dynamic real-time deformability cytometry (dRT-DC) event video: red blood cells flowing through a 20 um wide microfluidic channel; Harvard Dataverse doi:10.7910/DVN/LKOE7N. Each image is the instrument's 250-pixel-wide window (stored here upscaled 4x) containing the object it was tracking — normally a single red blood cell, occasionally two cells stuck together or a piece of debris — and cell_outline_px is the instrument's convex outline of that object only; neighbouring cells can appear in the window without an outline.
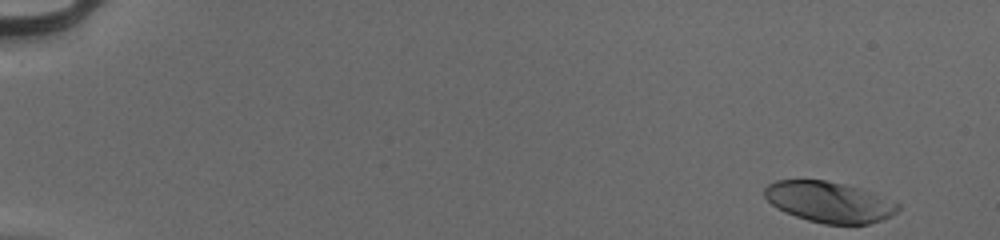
{"species": "human", "species_latin": "Homo sapiens", "temperature_condition": "cold", "stored_images_in_passage": 48, "camera_frame_rate_fps": 3000, "um_per_image_px": 0.085, "donor": {"sex": "male"}, "frame": {"image": 1, "passage_image": 1, "time_ms": 0.0, "image_size_px": [1000, 240], "cell_outline_px": [[900, 208], [896, 212], [880, 220], [868, 224], [824, 224], [808, 220], [784, 212], [776, 208], [764, 196], [764, 188], [768, 184], [776, 180], [824, 180], [860, 188], [872, 192], [900, 204]], "centroid_in_image_um": [70.45, 17.17], "position_along_channel_um": 14.5, "area_um2": 31.56}}
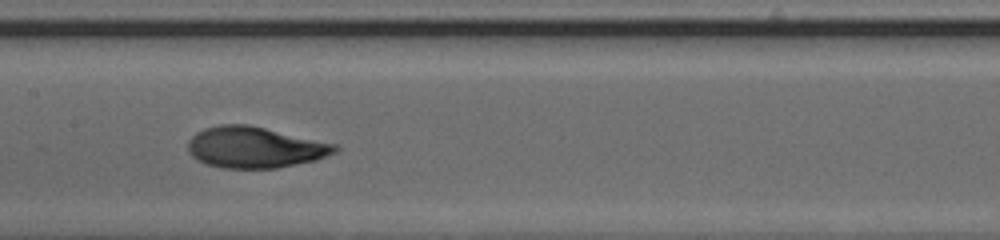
{"frame": {"image": 2, "passage_image": 27, "time_ms": 8.667, "image_size_px": [1000, 240], "cell_outline_px": [[340, 148], [336, 152], [328, 156], [316, 160], [276, 168], [220, 168], [196, 160], [188, 152], [188, 140], [196, 132], [204, 128], [220, 124], [248, 124], [336, 144]], "centroid_in_image_um": [21.64, 12.52], "position_along_channel_um": 185.8, "area_um2": 35.32}}
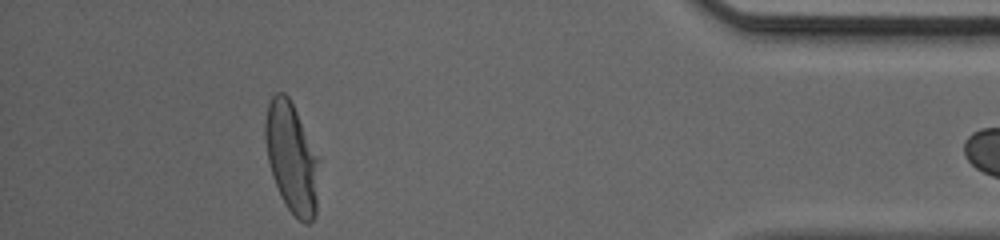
{"frame": {"image": 3, "passage_image": 47, "time_ms": 15.333, "image_size_px": [1000, 240], "cell_outline_px": [[320, 160], [316, 216], [308, 224], [304, 224], [284, 204], [280, 196], [272, 176], [268, 160], [264, 140], [264, 120], [268, 104], [272, 96], [276, 92], [284, 92], [288, 96]], "centroid_in_image_um": [24.79, 13.44], "position_along_channel_um": 410.4, "area_um2": 34.8}}